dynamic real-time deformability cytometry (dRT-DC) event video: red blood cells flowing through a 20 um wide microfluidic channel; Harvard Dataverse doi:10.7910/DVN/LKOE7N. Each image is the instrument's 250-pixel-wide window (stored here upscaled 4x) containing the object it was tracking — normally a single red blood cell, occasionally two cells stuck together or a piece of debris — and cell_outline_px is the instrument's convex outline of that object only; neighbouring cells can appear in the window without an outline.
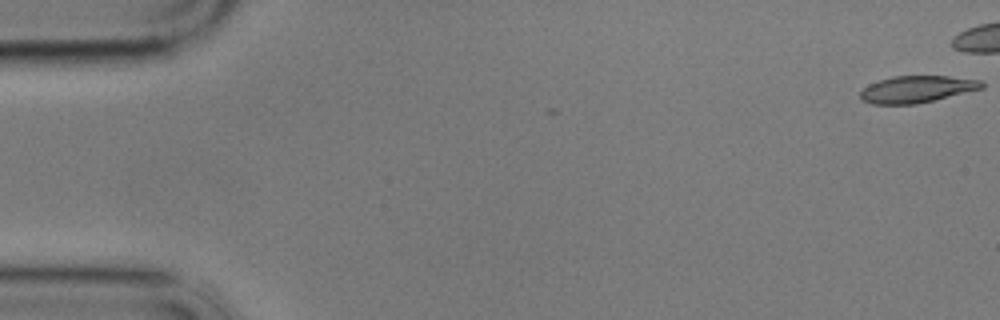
{"species": "common noctule bat (a hibernating species)", "species_latin": "Nyctalus noctula", "temperature_condition": "cold", "stored_images_in_passage": 3, "camera_frame_rate_fps": 3000, "um_per_image_px": 0.085, "animal": {"sex": "male", "body_mass_g": 17.9}, "frame": {"image": 1, "passage_image": 1, "time_ms": 0.0, "image_size_px": [1000, 320], "cell_outline_px": [[984, 88], [916, 104], [872, 104], [860, 100], [860, 92], [868, 84], [892, 76], [948, 76], [980, 80], [984, 84]], "centroid_in_image_um": [77.9, 7.58], "position_along_channel_um": 7.1, "area_um2": 18.96}}